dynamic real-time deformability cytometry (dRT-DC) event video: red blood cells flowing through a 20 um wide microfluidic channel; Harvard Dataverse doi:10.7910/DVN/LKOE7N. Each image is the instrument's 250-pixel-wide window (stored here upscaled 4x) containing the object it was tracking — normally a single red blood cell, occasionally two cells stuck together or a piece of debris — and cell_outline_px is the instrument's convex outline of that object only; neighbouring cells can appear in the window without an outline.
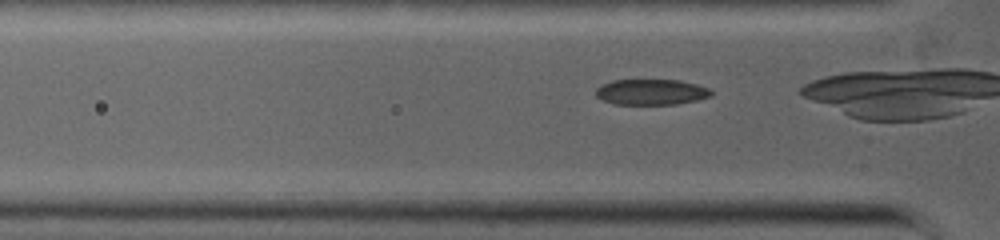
{"species": "common noctule bat (a hibernating species)", "species_latin": "Nyctalus noctula", "temperature_condition": "warm", "stored_images_in_passage": 9, "camera_frame_rate_fps": 5000, "um_per_image_px": 0.085, "animal": {"sex": "female", "body_mass_g": 19.0, "forearm_length_mm": 53.3}, "frame": {"image": 1, "passage_image": 4, "time_ms": 0.4, "image_size_px": [1000, 240], "cell_outline_px": [[712, 96], [696, 100], [676, 104], [616, 104], [604, 100], [596, 96], [596, 88], [612, 80], [680, 80], [696, 84], [708, 88], [712, 92]], "centroid_in_image_um": [55.37, 7.82], "position_along_channel_um": 70.4, "area_um2": 17.11}}